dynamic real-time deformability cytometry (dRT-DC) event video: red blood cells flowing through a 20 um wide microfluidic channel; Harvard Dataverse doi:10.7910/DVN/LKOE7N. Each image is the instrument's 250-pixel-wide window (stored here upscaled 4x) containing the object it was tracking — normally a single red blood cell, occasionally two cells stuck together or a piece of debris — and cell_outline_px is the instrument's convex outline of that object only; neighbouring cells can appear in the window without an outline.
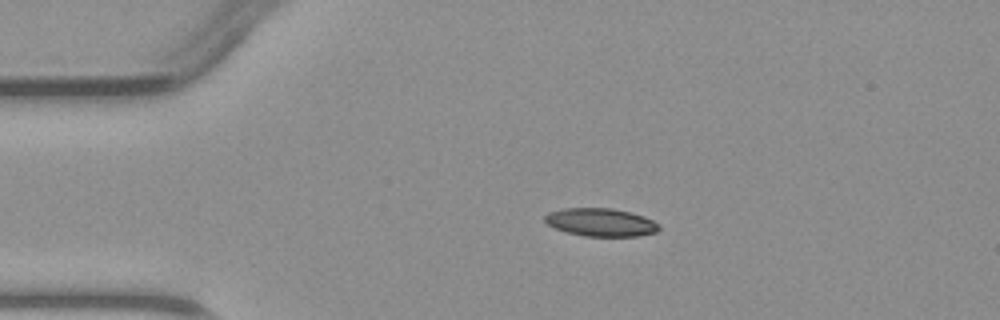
{"species": "common noctule bat (a hibernating species)", "species_latin": "Nyctalus noctula", "temperature_condition": "warm", "stored_images_in_passage": 3, "camera_frame_rate_fps": 3000, "um_per_image_px": 0.085, "animal": {"sex": "male", "body_mass_g": 23.1, "forearm_length_mm": 52.7}, "frame": {"image": 1, "passage_image": 2, "time_ms": 1.333, "image_size_px": [1000, 320], "cell_outline_px": [[660, 228], [656, 232], [640, 236], [584, 236], [568, 232], [556, 228], [548, 224], [544, 220], [544, 216], [548, 212], [564, 208], [612, 208], [632, 212], [644, 216], [660, 224]], "centroid_in_image_um": [51.09, 18.89], "position_along_channel_um": 33.9, "area_um2": 18.73}}